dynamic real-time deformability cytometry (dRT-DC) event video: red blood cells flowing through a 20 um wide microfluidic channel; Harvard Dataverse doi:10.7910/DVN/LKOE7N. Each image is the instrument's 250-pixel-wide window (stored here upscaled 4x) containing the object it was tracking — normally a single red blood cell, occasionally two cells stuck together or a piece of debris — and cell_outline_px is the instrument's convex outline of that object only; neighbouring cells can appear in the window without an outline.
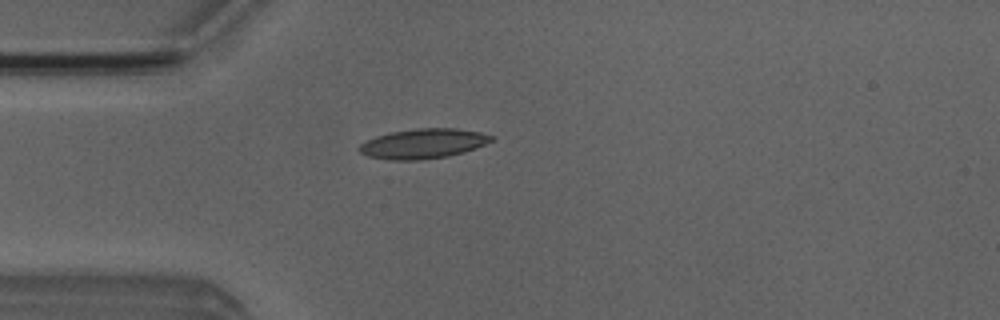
{"species": "Egyptian fruit bat (a non-hibernating species)", "species_latin": "Rousettus aegyptiacus", "temperature_condition": "room temperature", "stored_images_in_passage": 4, "camera_frame_rate_fps": 3000, "um_per_image_px": 0.085, "animal": {"sex": "male"}, "frame": {"image": 1, "passage_image": 4, "time_ms": 3.333, "image_size_px": [1000, 320], "cell_outline_px": [[496, 136], [492, 140], [484, 144], [464, 152], [448, 156], [420, 160], [392, 160], [368, 156], [360, 152], [356, 148], [360, 144], [376, 136], [392, 132], [416, 128], [456, 128], [480, 132]], "centroid_in_image_um": [35.97, 12.2], "position_along_channel_um": 49.0, "area_um2": 22.89}}